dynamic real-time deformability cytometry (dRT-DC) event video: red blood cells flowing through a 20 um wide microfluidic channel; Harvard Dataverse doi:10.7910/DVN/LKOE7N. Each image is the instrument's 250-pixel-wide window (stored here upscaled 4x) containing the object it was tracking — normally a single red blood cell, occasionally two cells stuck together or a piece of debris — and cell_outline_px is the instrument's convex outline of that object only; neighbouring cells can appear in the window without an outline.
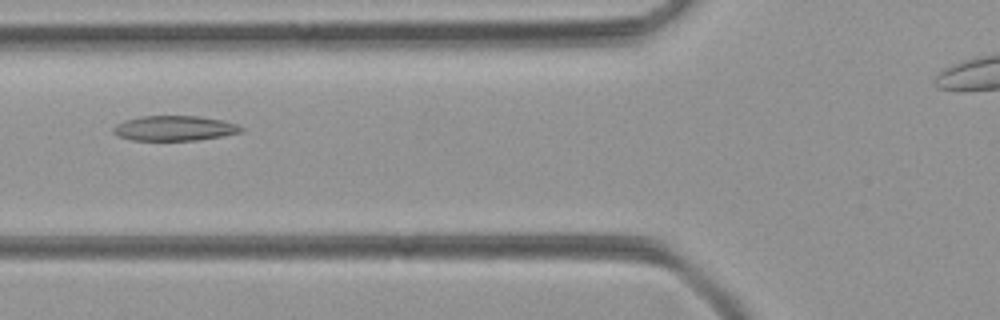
{"species": "common noctule bat (a hibernating species)", "species_latin": "Nyctalus noctula", "temperature_condition": "room temperature", "stored_images_in_passage": 45, "camera_frame_rate_fps": 3000, "um_per_image_px": 0.085, "animal": {"sex": "female", "body_mass_g": 21.9}, "frame": {"image": 1, "passage_image": 20, "time_ms": 6.333, "image_size_px": [1000, 320], "cell_outline_px": [[244, 128], [240, 132], [220, 136], [196, 140], [132, 140], [120, 136], [112, 132], [112, 128], [116, 124], [124, 120], [140, 116], [196, 116], [224, 120], [236, 124]], "centroid_in_image_um": [14.79, 10.89], "position_along_channel_um": 111.0, "area_um2": 18.5}}
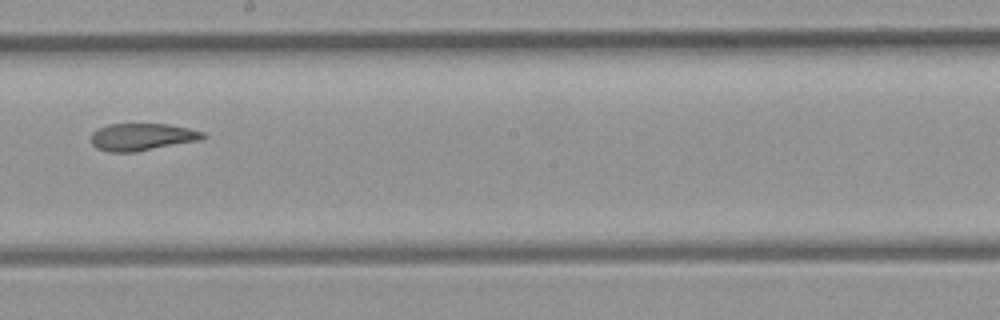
{"frame": {"image": 2, "passage_image": 29, "time_ms": 9.333, "image_size_px": [1000, 320], "cell_outline_px": [[208, 136], [200, 140], [136, 152], [108, 152], [96, 148], [92, 144], [92, 132], [96, 128], [108, 124], [168, 124], [188, 128], [204, 132]], "centroid_in_image_um": [12.07, 11.64], "position_along_channel_um": 236.1, "area_um2": 17.92}}
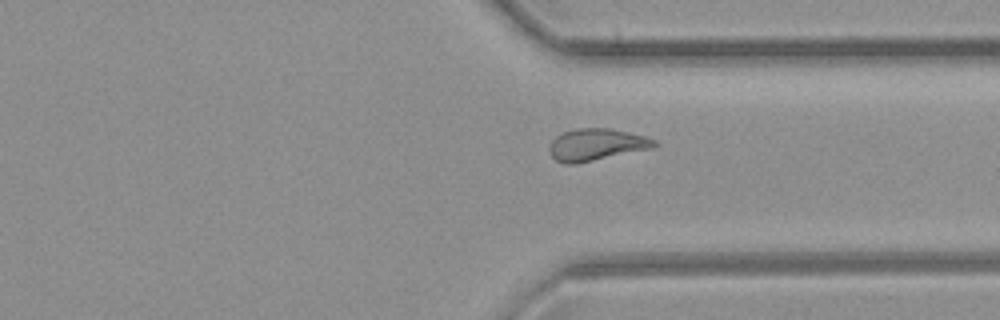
{"frame": {"image": 3, "passage_image": 38, "time_ms": 12.333, "image_size_px": [1000, 320], "cell_outline_px": [[660, 144], [652, 148], [576, 164], [564, 164], [556, 160], [548, 152], [548, 148], [552, 140], [556, 136], [564, 132], [576, 128], [608, 128], [628, 132], [644, 136], [656, 140]], "centroid_in_image_um": [50.68, 12.3], "position_along_channel_um": 360.7, "area_um2": 19.59}}